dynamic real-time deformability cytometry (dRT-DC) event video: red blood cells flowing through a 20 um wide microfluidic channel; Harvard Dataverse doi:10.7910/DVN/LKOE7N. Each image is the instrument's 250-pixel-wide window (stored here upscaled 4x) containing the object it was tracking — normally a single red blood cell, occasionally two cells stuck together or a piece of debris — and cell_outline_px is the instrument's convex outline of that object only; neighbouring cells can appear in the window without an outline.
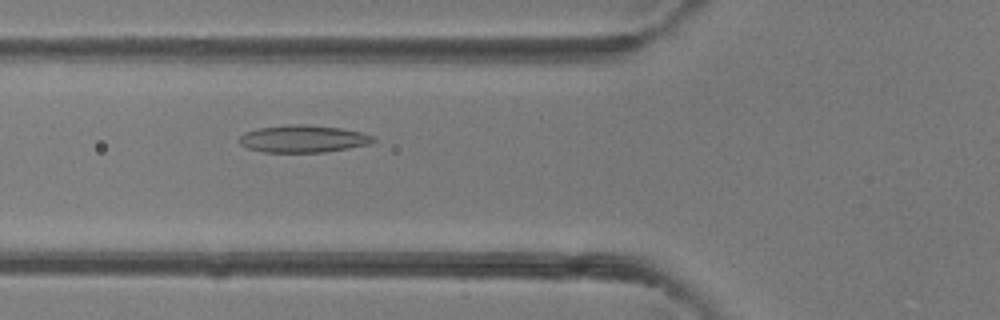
{"species": "common noctule bat (a hibernating species)", "species_latin": "Nyctalus noctula", "temperature_condition": "room temperature", "stored_images_in_passage": 40, "camera_frame_rate_fps": 3000, "um_per_image_px": 0.085, "animal": {"sex": "female"}, "frame": {"image": 1, "passage_image": 14, "time_ms": 4.333, "image_size_px": [1000, 320], "cell_outline_px": [[376, 140], [368, 144], [348, 148], [324, 152], [264, 152], [248, 148], [240, 144], [240, 136], [244, 132], [260, 128], [288, 124], [304, 124], [340, 128], [360, 132], [372, 136]], "centroid_in_image_um": [25.74, 11.8], "position_along_channel_um": 100.1, "area_um2": 21.1}}
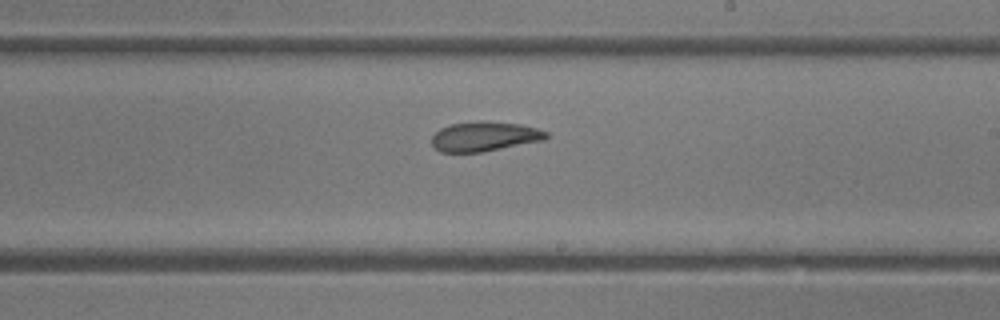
{"frame": {"image": 2, "passage_image": 23, "time_ms": 7.333, "image_size_px": [1000, 320], "cell_outline_px": [[548, 136], [544, 140], [484, 152], [440, 152], [432, 144], [432, 136], [440, 128], [452, 124], [520, 124], [536, 128], [548, 132]], "centroid_in_image_um": [41.19, 11.66], "position_along_channel_um": 247.8, "area_um2": 18.84}}
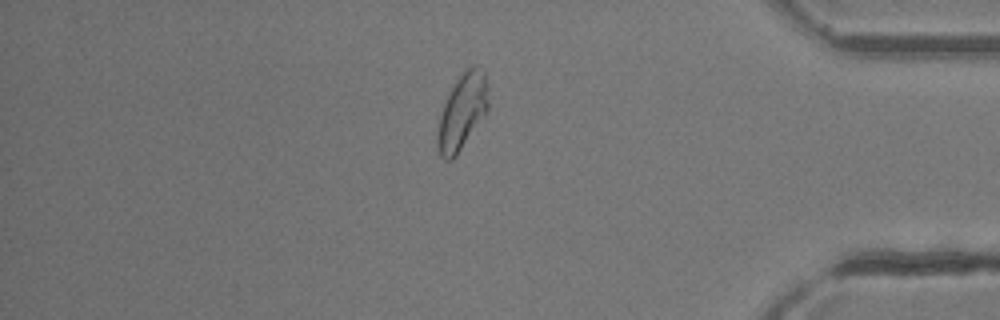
{"frame": {"image": 3, "passage_image": 34, "time_ms": 11.0, "image_size_px": [1000, 320], "cell_outline_px": [[488, 108], [456, 156], [452, 160], [444, 160], [440, 156], [436, 144], [436, 136], [440, 116], [448, 92], [452, 84], [472, 64], [476, 64], [484, 72], [488, 100]], "centroid_in_image_um": [39.24, 9.5], "position_along_channel_um": 396.0, "area_um2": 22.08}}